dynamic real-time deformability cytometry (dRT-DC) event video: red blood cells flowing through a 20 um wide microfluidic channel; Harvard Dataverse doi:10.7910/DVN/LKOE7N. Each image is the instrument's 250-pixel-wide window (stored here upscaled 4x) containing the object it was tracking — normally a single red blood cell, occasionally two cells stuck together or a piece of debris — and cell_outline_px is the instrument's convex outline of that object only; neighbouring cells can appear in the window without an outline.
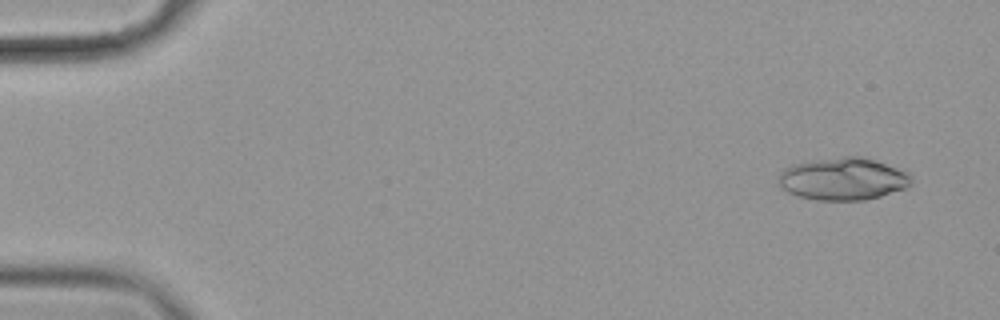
{"species": "common noctule bat (a hibernating species)", "species_latin": "Nyctalus noctula", "temperature_condition": "cold", "stored_images_in_passage": 4, "camera_frame_rate_fps": 3000, "um_per_image_px": 0.085, "animal": {"sex": "female", "body_mass_g": 19.9}, "frame": {"image": 1, "passage_image": 1, "time_ms": 0.0, "image_size_px": [1000, 320], "cell_outline_px": [[912, 180], [904, 188], [880, 196], [864, 200], [816, 200], [796, 196], [780, 188], [776, 184], [780, 172], [784, 168], [796, 164], [844, 156], [856, 156], [872, 160], [908, 172], [912, 176]], "centroid_in_image_um": [71.6, 15.23], "position_along_channel_um": 13.4, "area_um2": 32.43}}